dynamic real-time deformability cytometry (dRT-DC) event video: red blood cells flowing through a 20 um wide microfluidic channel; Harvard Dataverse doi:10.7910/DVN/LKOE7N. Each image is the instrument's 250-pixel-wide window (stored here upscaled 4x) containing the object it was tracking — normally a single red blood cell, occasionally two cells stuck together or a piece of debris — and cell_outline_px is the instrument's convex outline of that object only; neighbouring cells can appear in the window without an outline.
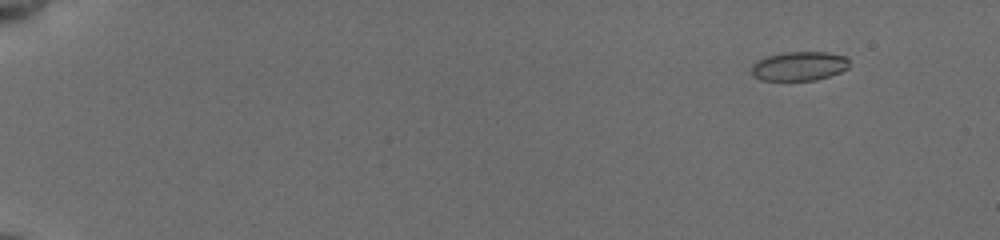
{"species": "common noctule bat (a hibernating species)", "species_latin": "Nyctalus noctula", "temperature_condition": "cold", "stored_images_in_passage": 53, "camera_frame_rate_fps": 3000, "um_per_image_px": 0.085, "animal": {"sex": "female", "body_mass_g": 19.5, "forearm_length_mm": 54.1}, "frame": {"image": 1, "passage_image": 5, "time_ms": 2.0, "image_size_px": [1000, 240], "cell_outline_px": [[848, 68], [840, 72], [816, 80], [760, 80], [752, 76], [752, 64], [756, 60], [768, 56], [784, 52], [828, 52], [848, 56]], "centroid_in_image_um": [67.92, 5.61], "position_along_channel_um": 17.1, "area_um2": 16.7}}
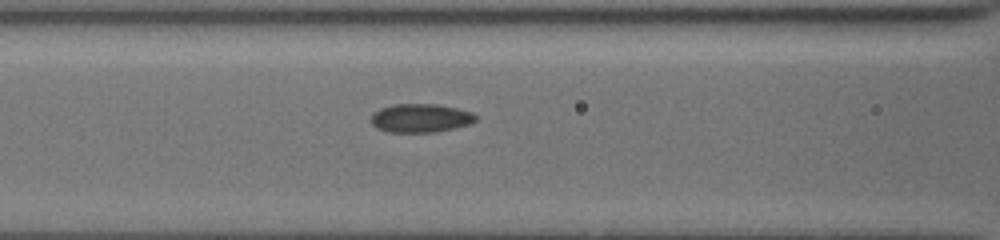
{"frame": {"image": 2, "passage_image": 25, "time_ms": 9.0, "image_size_px": [1000, 240], "cell_outline_px": [[476, 120], [472, 124], [436, 132], [388, 132], [376, 128], [372, 124], [372, 112], [380, 108], [396, 104], [436, 104], [456, 108], [472, 112], [476, 116]], "centroid_in_image_um": [35.75, 10.04], "position_along_channel_um": 130.9, "area_um2": 17.51}}
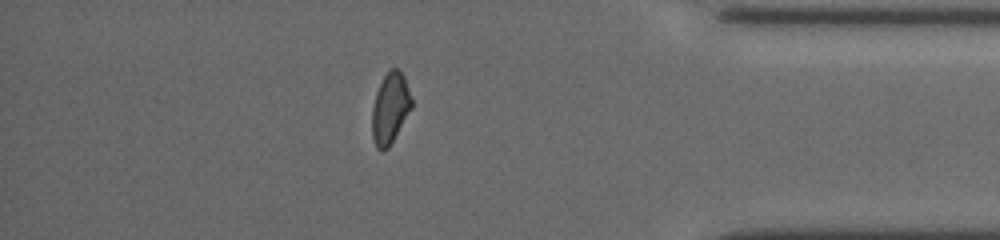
{"frame": {"image": 3, "passage_image": 46, "time_ms": 16.667, "image_size_px": [1000, 240], "cell_outline_px": [[412, 108], [388, 148], [384, 152], [380, 152], [376, 148], [372, 136], [372, 108], [376, 92], [388, 68], [396, 68], [404, 76], [412, 100]], "centroid_in_image_um": [33.15, 9.22], "position_along_channel_um": 402.1, "area_um2": 16.36}, "authors_computed_cell_mechanics": {"area_um2": 16.8776, "velocity_mm_per_s": 3.8391, "shape_relaxation_time_tau1_ms": null, "shape_relaxation_time_tau2_ms": 3.4602, "deformation_change_tau1": null, "deformation_change_tau2": 0.0728}}